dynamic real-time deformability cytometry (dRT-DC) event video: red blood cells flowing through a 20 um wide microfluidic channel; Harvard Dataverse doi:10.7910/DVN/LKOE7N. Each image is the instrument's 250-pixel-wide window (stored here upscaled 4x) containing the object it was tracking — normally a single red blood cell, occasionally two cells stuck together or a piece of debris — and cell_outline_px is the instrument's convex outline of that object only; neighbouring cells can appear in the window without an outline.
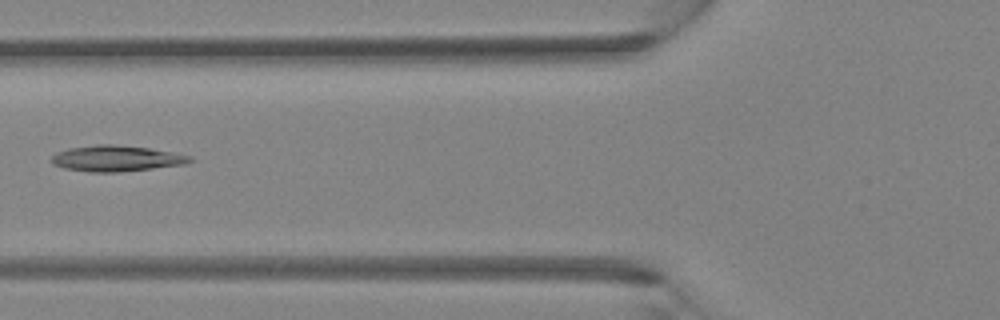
{"species": "Egyptian fruit bat (a non-hibernating species)", "species_latin": "Rousettus aegyptiacus", "temperature_condition": "room temperature", "stored_images_in_passage": 41, "camera_frame_rate_fps": 3000, "um_per_image_px": 0.085, "animal": {"sex": "female"}, "frame": {"image": 1, "passage_image": 16, "time_ms": 5.0, "image_size_px": [1000, 320], "cell_outline_px": [[196, 160], [184, 164], [152, 168], [116, 172], [88, 172], [64, 168], [52, 164], [52, 156], [68, 148], [100, 144], [112, 144], [148, 148], [172, 152], [192, 156]], "centroid_in_image_um": [9.91, 13.47], "position_along_channel_um": 115.9, "area_um2": 20.69}}
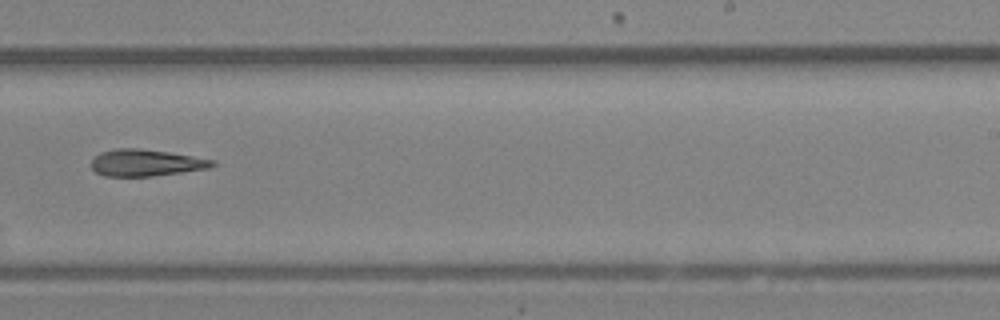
{"frame": {"image": 2, "passage_image": 26, "time_ms": 8.333, "image_size_px": [1000, 320], "cell_outline_px": [[216, 164], [208, 168], [152, 176], [104, 176], [96, 172], [92, 168], [92, 160], [100, 152], [116, 148], [140, 148], [168, 152], [216, 160]], "centroid_in_image_um": [12.39, 13.83], "position_along_channel_um": 276.6, "area_um2": 18.73}}
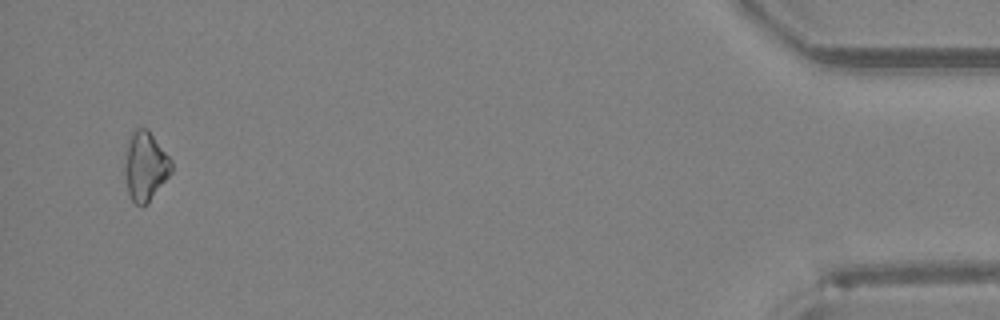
{"frame": {"image": 3, "passage_image": 40, "time_ms": 13.0, "image_size_px": [1000, 320], "cell_outline_px": [[172, 172], [148, 204], [136, 204], [132, 200], [128, 192], [124, 172], [124, 164], [128, 144], [132, 132], [136, 128], [148, 128], [172, 160]], "centroid_in_image_um": [12.37, 14.12], "position_along_channel_um": 422.8, "area_um2": 18.79}}